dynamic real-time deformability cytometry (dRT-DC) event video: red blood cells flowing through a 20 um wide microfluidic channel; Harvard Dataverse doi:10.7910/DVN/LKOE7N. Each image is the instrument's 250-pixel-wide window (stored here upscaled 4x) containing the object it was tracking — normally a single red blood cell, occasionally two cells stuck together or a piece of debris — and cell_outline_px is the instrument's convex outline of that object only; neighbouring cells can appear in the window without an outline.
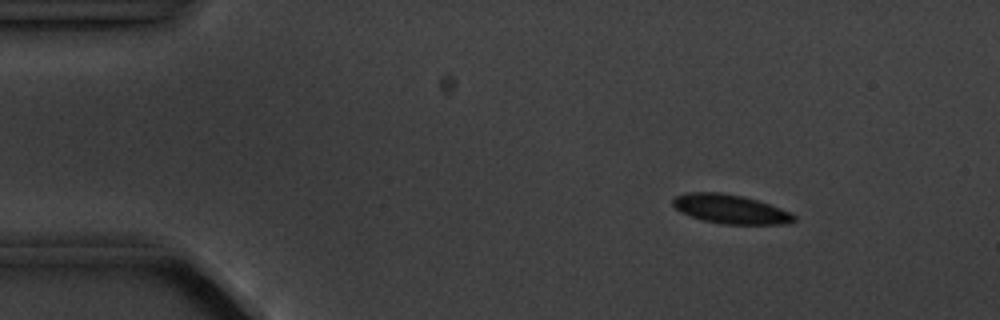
{"species": "common noctule bat (a hibernating species)", "species_latin": "Nyctalus noctula", "temperature_condition": "cold", "stored_images_in_passage": 6, "camera_frame_rate_fps": 3000, "um_per_image_px": 0.085, "animal": {"sex": "male", "body_mass_g": 20.1, "forearm_length_mm": 53.5}, "frame": {"image": 1, "passage_image": 1, "time_ms": 0.0, "image_size_px": [1000, 320], "cell_outline_px": [[796, 220], [788, 224], [724, 224], [704, 220], [680, 212], [672, 204], [672, 200], [676, 196], [688, 192], [720, 192], [740, 196], [756, 200], [792, 212], [796, 216]], "centroid_in_image_um": [62.1, 17.78], "position_along_channel_um": 22.9, "area_um2": 20.35}}